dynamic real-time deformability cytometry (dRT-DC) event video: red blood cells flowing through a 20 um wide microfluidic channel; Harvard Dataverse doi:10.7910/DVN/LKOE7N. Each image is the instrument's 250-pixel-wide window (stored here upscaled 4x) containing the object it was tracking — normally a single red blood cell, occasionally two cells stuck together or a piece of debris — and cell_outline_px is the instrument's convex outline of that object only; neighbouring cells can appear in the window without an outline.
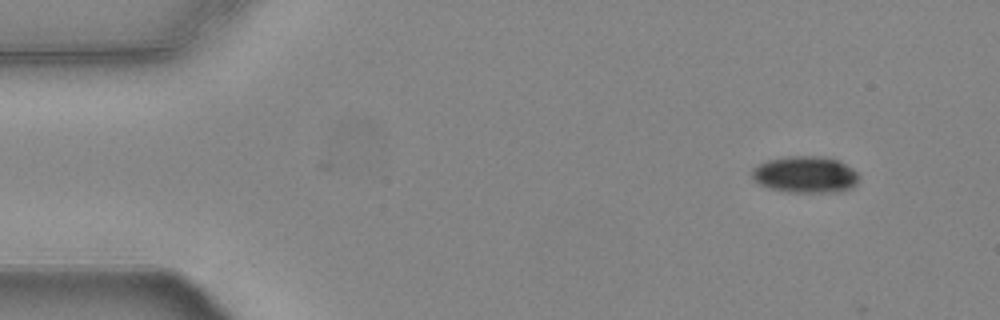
{"species": "common noctule bat (a hibernating species)", "species_latin": "Nyctalus noctula", "temperature_condition": "warm", "stored_images_in_passage": 4, "camera_frame_rate_fps": 3000, "um_per_image_px": 0.085, "animal": {"sex": "female", "body_mass_g": 24.6, "forearm_length_mm": 56.2}, "frame": {"image": 1, "passage_image": 1, "time_ms": 0.0, "image_size_px": [1000, 320], "cell_outline_px": [[860, 176], [856, 184], [852, 188], [840, 192], [788, 192], [768, 188], [760, 184], [752, 176], [752, 168], [756, 164], [768, 160], [784, 156], [824, 156], [840, 160], [852, 168]], "centroid_in_image_um": [68.47, 14.83], "position_along_channel_um": 16.5, "area_um2": 23.18}}